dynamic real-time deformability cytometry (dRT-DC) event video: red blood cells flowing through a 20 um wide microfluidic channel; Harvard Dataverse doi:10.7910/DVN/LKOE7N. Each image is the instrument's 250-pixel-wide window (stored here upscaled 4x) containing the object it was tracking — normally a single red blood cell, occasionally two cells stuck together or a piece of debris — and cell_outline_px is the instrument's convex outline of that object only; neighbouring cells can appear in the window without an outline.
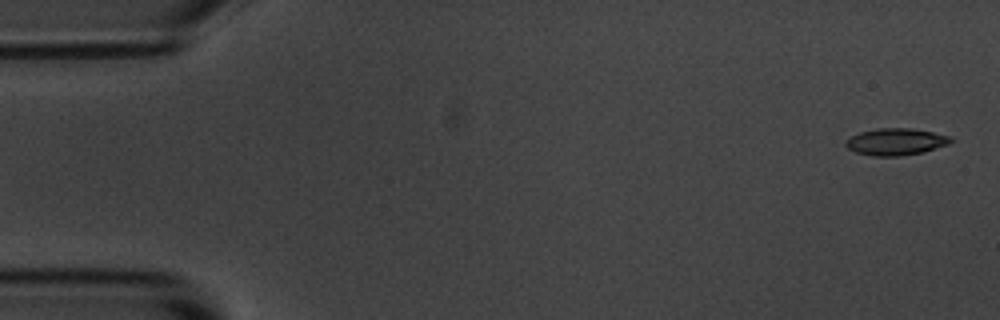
{"species": "common noctule bat (a hibernating species)", "species_latin": "Nyctalus noctula", "temperature_condition": "room temperature", "stored_images_in_passage": 6, "segment_of_instrument_passage": [1, 2], "camera_frame_rate_fps": 3000, "um_per_image_px": 0.085, "animal": {"sex": "male", "body_mass_g": 20.1, "forearm_length_mm": 53.5}, "frame": {"image": 1, "passage_image": 1, "time_ms": 0.0, "image_size_px": [1000, 320], "cell_outline_px": [[952, 140], [948, 144], [924, 152], [900, 156], [872, 156], [856, 152], [848, 148], [844, 144], [852, 136], [860, 132], [876, 128], [912, 128], [932, 132], [948, 136]], "centroid_in_image_um": [76.13, 12.05], "position_along_channel_um": 8.9, "area_um2": 16.3}}
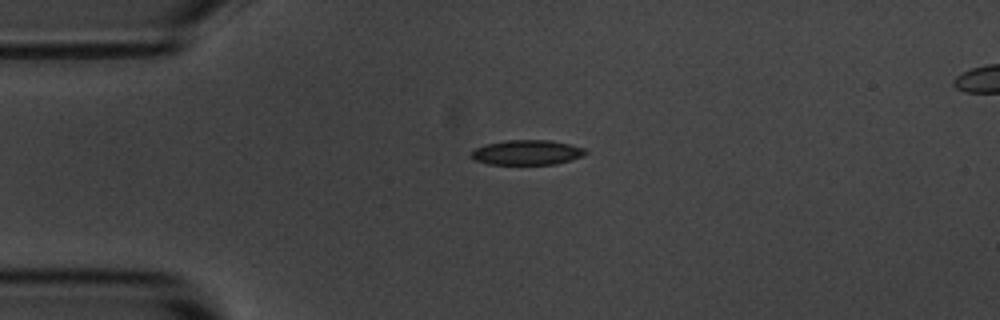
{"frame": {"image": 2, "passage_image": 4, "time_ms": 3.667, "image_size_px": [1000, 320], "cell_outline_px": [[588, 152], [584, 156], [572, 160], [556, 164], [488, 164], [476, 160], [472, 156], [472, 152], [476, 148], [484, 144], [504, 140], [552, 140], [584, 148]], "centroid_in_image_um": [44.83, 12.95], "position_along_channel_um": 40.2, "area_um2": 16.59}}